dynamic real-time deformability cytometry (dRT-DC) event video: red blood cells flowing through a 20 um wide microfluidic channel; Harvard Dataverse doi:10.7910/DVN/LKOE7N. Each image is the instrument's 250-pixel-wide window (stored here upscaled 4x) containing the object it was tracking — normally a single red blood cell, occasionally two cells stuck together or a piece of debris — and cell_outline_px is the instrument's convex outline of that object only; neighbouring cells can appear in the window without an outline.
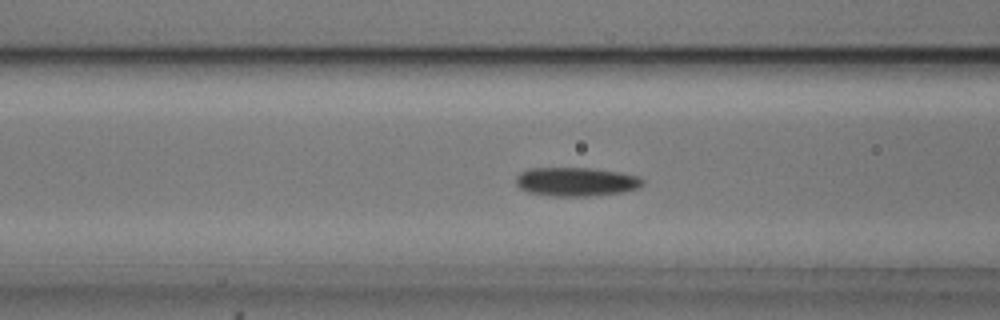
{"species": "common noctule bat (a hibernating species)", "species_latin": "Nyctalus noctula", "temperature_condition": "cold", "stored_images_in_passage": 55, "camera_frame_rate_fps": 3000, "um_per_image_px": 0.085, "animal": {"sex": "male", "body_mass_g": 20.5, "forearm_length_mm": 52.5}, "frame": {"image": 1, "passage_image": 22, "time_ms": 7.0, "image_size_px": [1000, 320], "cell_outline_px": [[644, 184], [640, 188], [624, 192], [588, 196], [548, 196], [528, 192], [520, 188], [516, 184], [516, 176], [520, 172], [528, 168], [592, 168], [620, 172], [640, 176], [644, 180]], "centroid_in_image_um": [48.99, 15.45], "position_along_channel_um": 117.6, "area_um2": 21.62}}
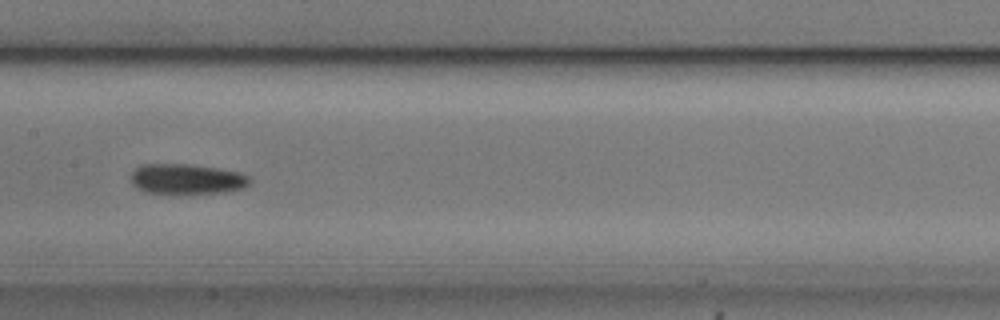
{"frame": {"image": 2, "passage_image": 28, "time_ms": 9.0, "image_size_px": [1000, 320], "cell_outline_px": [[252, 180], [244, 188], [228, 192], [144, 192], [136, 188], [132, 184], [132, 172], [140, 164], [192, 164], [240, 172], [248, 176]], "centroid_in_image_um": [15.89, 15.19], "position_along_channel_um": 191.5, "area_um2": 20.69}}
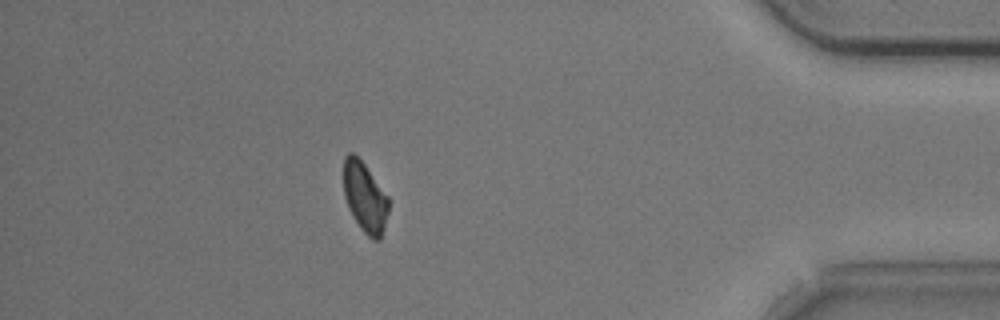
{"frame": {"image": 3, "passage_image": 49, "time_ms": 16.0, "image_size_px": [1000, 320], "cell_outline_px": [[388, 212], [384, 228], [380, 240], [372, 240], [360, 228], [352, 216], [348, 208], [344, 196], [344, 156], [348, 152], [352, 152], [364, 164], [388, 196]], "centroid_in_image_um": [31.0, 16.78], "position_along_channel_um": 404.2, "area_um2": 18.32}, "authors_computed_cell_mechanics": {"area_um2": 20.1722, "velocity_mm_per_s": 3.6844, "shape_relaxation_time_tau1_ms": 10.3078, "shape_relaxation_time_tau2_ms": null, "deformation_change_tau1": 0.1482, "deformation_change_tau2": null}}